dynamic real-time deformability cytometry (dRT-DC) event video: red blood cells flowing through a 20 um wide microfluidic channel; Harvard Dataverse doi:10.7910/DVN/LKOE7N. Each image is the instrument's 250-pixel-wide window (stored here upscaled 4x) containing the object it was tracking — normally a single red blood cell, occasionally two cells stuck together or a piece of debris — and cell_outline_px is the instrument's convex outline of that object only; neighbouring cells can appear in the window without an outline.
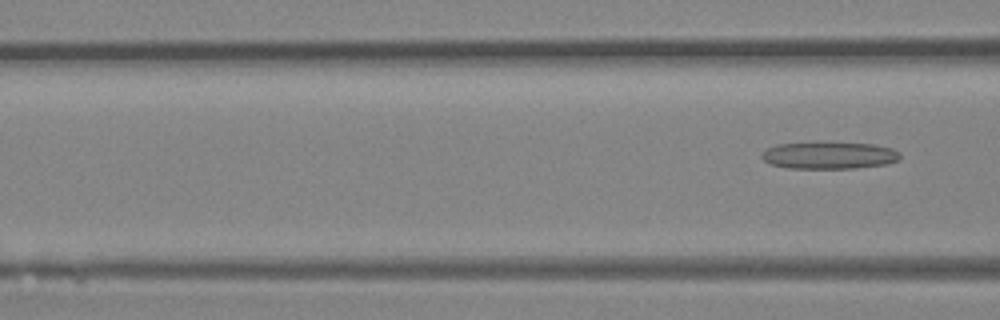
{"species": "Egyptian fruit bat (a non-hibernating species)", "species_latin": "Rousettus aegyptiacus", "temperature_condition": "room temperature", "stored_images_in_passage": 4, "segment_of_instrument_passage": [2, 2], "camera_frame_rate_fps": 3000, "um_per_image_px": 0.085, "animal": {"sex": "female"}, "frame": {"image": 1, "passage_image": 4, "time_ms": 1.0, "image_size_px": [1000, 320], "cell_outline_px": [[900, 156], [896, 160], [888, 164], [852, 168], [788, 168], [772, 164], [764, 160], [760, 156], [760, 152], [776, 144], [872, 144], [892, 148], [900, 152]], "centroid_in_image_um": [70.47, 13.23], "position_along_channel_um": 96.1, "area_um2": 21.15}}